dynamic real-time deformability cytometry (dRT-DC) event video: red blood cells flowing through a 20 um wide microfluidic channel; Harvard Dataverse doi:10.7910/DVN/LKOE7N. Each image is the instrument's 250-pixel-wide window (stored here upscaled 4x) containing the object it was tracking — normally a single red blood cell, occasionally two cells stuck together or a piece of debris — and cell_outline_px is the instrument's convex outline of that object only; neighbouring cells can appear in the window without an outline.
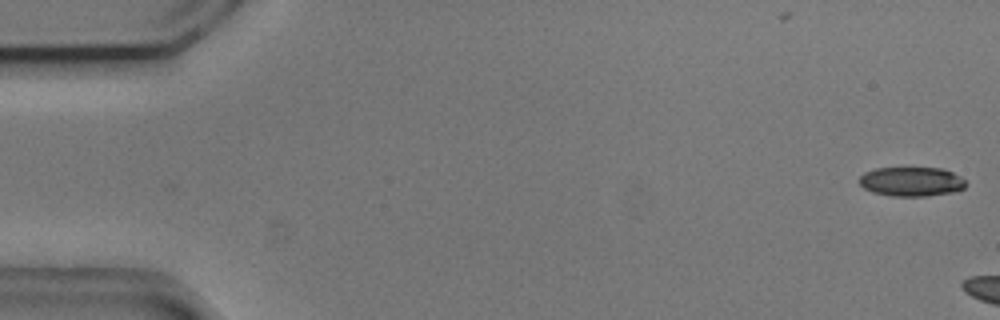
{"species": "common noctule bat (a hibernating species)", "species_latin": "Nyctalus noctula", "temperature_condition": "cold", "stored_images_in_passage": 6, "camera_frame_rate_fps": 3000, "um_per_image_px": 0.085, "animal": {"sex": "male", "body_mass_g": 20.5, "forearm_length_mm": 52.5}, "frame": {"image": 1, "passage_image": 1, "time_ms": 0.0, "image_size_px": [1000, 320], "cell_outline_px": [[968, 184], [964, 188], [952, 192], [928, 196], [892, 196], [872, 192], [864, 188], [860, 184], [860, 176], [864, 172], [876, 168], [908, 164], [940, 168], [952, 172], [960, 176]], "centroid_in_image_um": [77.46, 15.37], "position_along_channel_um": 7.5, "area_um2": 19.13}}